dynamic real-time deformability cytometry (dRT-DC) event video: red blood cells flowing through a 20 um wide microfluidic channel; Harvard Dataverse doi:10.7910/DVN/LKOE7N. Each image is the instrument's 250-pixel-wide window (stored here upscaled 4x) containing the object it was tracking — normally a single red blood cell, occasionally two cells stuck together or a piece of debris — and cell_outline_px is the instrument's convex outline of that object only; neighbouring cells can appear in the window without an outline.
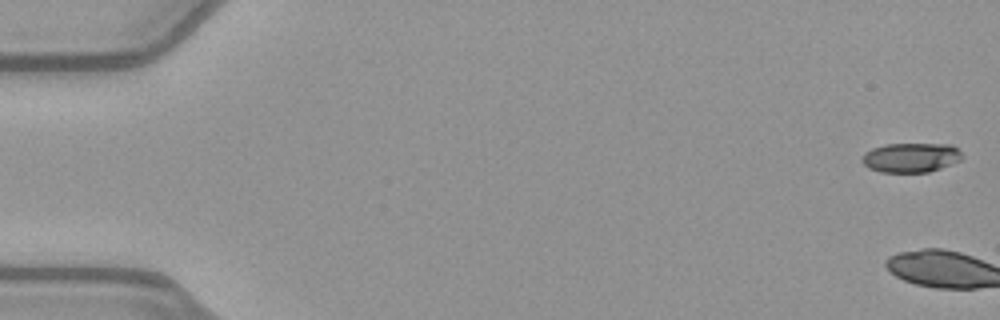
{"species": "common noctule bat (a hibernating species)", "species_latin": "Nyctalus noctula", "temperature_condition": "warm", "stored_images_in_passage": 3, "camera_frame_rate_fps": 3000, "um_per_image_px": 0.085, "animal": {"sex": "female", "body_mass_g": 21.9}, "frame": {"image": 1, "passage_image": 1, "time_ms": 0.0, "image_size_px": [1000, 320], "cell_outline_px": [[964, 156], [960, 160], [940, 168], [928, 172], [880, 172], [868, 168], [860, 160], [864, 152], [872, 148], [884, 144], [952, 144]], "centroid_in_image_um": [77.39, 13.39], "position_along_channel_um": 7.6, "area_um2": 17.28}}